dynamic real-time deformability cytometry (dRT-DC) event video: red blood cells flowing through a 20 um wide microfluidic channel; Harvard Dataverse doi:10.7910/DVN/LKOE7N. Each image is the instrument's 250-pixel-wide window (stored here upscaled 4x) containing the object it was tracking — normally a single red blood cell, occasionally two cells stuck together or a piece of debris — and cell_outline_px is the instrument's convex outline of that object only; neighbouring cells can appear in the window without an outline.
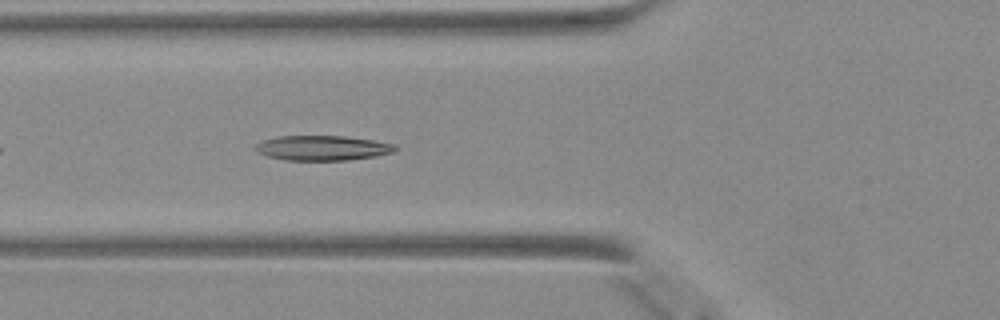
{"species": "Egyptian fruit bat (a non-hibernating species)", "species_latin": "Rousettus aegyptiacus", "temperature_condition": "warm", "stored_images_in_passage": 30, "camera_frame_rate_fps": 3000, "um_per_image_px": 0.085, "animal": {"sex": "female"}, "frame": {"image": 1, "passage_image": 4, "time_ms": 1.0, "image_size_px": [1000, 320], "cell_outline_px": [[400, 148], [396, 152], [376, 156], [348, 160], [284, 160], [268, 156], [256, 152], [252, 148], [260, 140], [276, 136], [344, 136], [372, 140], [396, 144]], "centroid_in_image_um": [27.4, 12.57], "position_along_channel_um": 98.4, "area_um2": 20.63}}
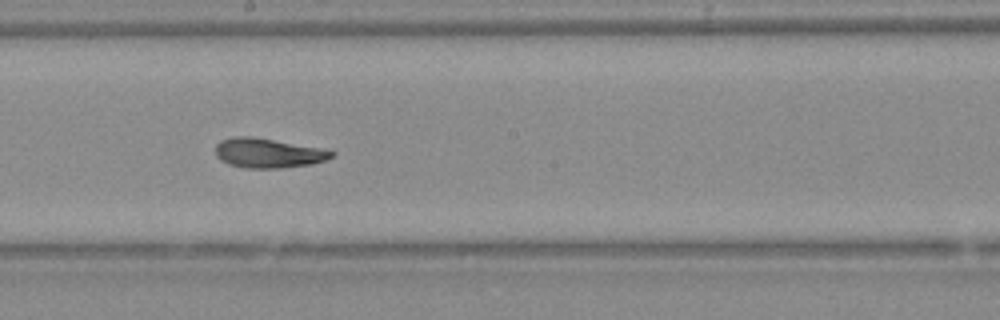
{"frame": {"image": 2, "passage_image": 13, "time_ms": 4.0, "image_size_px": [1000, 320], "cell_outline_px": [[336, 152], [332, 156], [324, 160], [312, 164], [280, 168], [244, 168], [228, 164], [220, 160], [216, 156], [216, 144], [220, 140], [232, 136], [252, 136], [316, 148]], "centroid_in_image_um": [22.7, 13.01], "position_along_channel_um": 225.5, "area_um2": 19.77}}
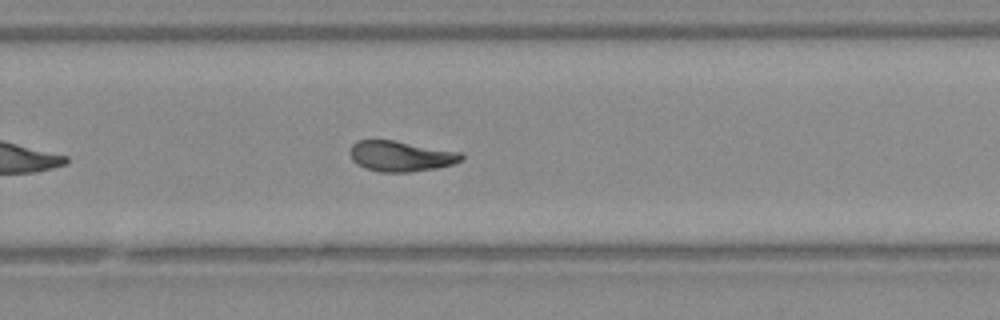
{"frame": {"image": 3, "passage_image": 18, "time_ms": 5.667, "image_size_px": [1000, 320], "cell_outline_px": [[464, 160], [452, 164], [436, 168], [408, 172], [380, 172], [364, 168], [352, 160], [348, 152], [352, 144], [356, 140], [392, 140], [460, 152], [464, 156]], "centroid_in_image_um": [34.03, 13.27], "position_along_channel_um": 295.8, "area_um2": 19.83}}